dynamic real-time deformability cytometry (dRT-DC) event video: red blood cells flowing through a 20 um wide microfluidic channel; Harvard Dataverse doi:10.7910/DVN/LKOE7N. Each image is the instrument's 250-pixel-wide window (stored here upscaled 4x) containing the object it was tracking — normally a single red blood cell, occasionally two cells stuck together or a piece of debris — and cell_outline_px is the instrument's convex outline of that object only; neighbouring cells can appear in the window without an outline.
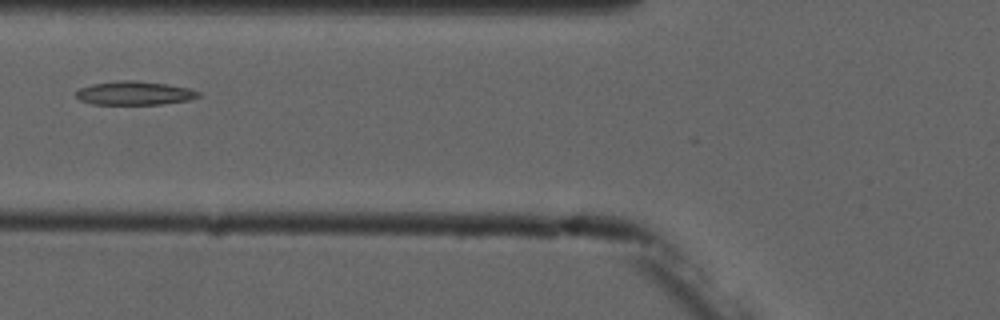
{"species": "common noctule bat (a hibernating species)", "species_latin": "Nyctalus noctula", "temperature_condition": "cold", "stored_images_in_passage": 8, "camera_frame_rate_fps": 3000, "um_per_image_px": 0.085, "animal": {"sex": "male", "forearm_length_mm": 52.5}, "frame": {"image": 1, "passage_image": 7, "time_ms": 8.0, "image_size_px": [1000, 320], "cell_outline_px": [[200, 96], [188, 100], [160, 104], [92, 104], [80, 100], [76, 96], [76, 92], [80, 88], [92, 84], [120, 80], [136, 80], [168, 84], [188, 88], [200, 92]], "centroid_in_image_um": [11.43, 7.91], "position_along_channel_um": 114.4, "area_um2": 16.82}}